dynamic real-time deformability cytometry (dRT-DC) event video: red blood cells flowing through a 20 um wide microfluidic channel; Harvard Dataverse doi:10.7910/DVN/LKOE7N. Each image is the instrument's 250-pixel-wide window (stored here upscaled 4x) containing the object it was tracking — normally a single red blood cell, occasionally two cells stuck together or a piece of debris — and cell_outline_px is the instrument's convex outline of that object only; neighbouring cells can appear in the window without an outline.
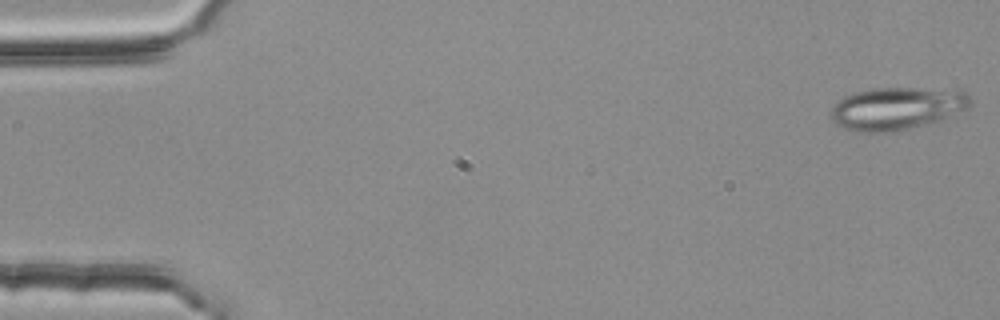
{"species": "common noctule bat (a hibernating species)", "species_latin": "Nyctalus noctula", "temperature_condition": "room temperature", "stored_images_in_passage": 6, "camera_frame_rate_fps": 3000, "um_per_image_px": 0.085, "animal": {"sex": "female", "body_mass_g": 25.1}, "frame": {"image": 1, "passage_image": 1, "time_ms": 0.0, "image_size_px": [1000, 320], "cell_outline_px": [[972, 104], [968, 108], [936, 120], [904, 128], [884, 132], [856, 132], [844, 128], [836, 124], [832, 120], [832, 108], [844, 96], [852, 92], [872, 88], [916, 88], [968, 92], [972, 100]], "centroid_in_image_um": [76.18, 9.19], "position_along_channel_um": 8.8, "area_um2": 33.81}}